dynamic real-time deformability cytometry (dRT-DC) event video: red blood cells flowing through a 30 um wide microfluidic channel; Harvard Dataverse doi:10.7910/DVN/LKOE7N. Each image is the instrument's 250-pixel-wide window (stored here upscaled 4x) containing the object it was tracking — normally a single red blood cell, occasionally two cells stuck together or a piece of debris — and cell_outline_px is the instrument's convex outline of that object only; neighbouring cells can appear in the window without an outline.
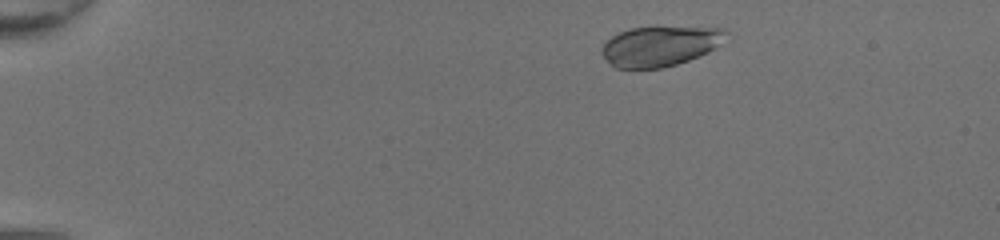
{"species": "common noctule bat (a hibernating species)", "species_latin": "Nyctalus noctula", "temperature_condition": "room temperature", "stored_images_in_passage": 44, "camera_frame_rate_fps": 3000, "um_per_image_px": 0.085, "animal": {"sex": "female", "body_mass_g": 20.0, "forearm_length_mm": 54.0}, "frame": {"image": 1, "passage_image": 4, "time_ms": 1.0, "image_size_px": [1000, 240], "cell_outline_px": [[728, 32], [716, 48], [708, 52], [688, 60], [676, 64], [660, 68], [616, 68], [600, 52], [600, 48], [612, 36], [628, 28], [656, 24], [724, 28]], "centroid_in_image_um": [56.12, 3.85], "position_along_channel_um": 28.9, "area_um2": 29.77}}
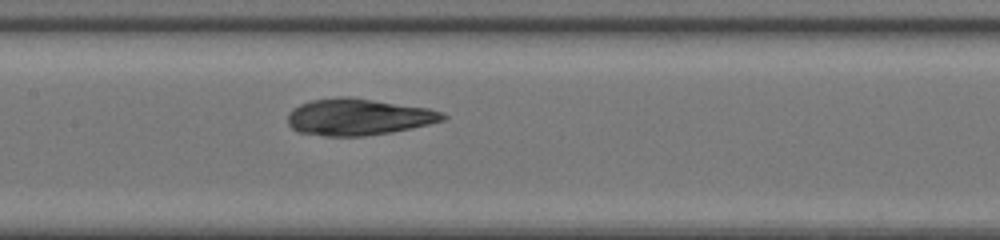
{"frame": {"image": 2, "passage_image": 21, "time_ms": 6.667, "image_size_px": [1000, 240], "cell_outline_px": [[448, 116], [444, 120], [412, 128], [392, 132], [364, 136], [324, 136], [296, 132], [288, 124], [288, 112], [292, 108], [300, 104], [312, 100], [340, 96], [348, 96], [428, 108], [444, 112]], "centroid_in_image_um": [30.44, 9.94], "position_along_channel_um": 177.0, "area_um2": 33.29}}
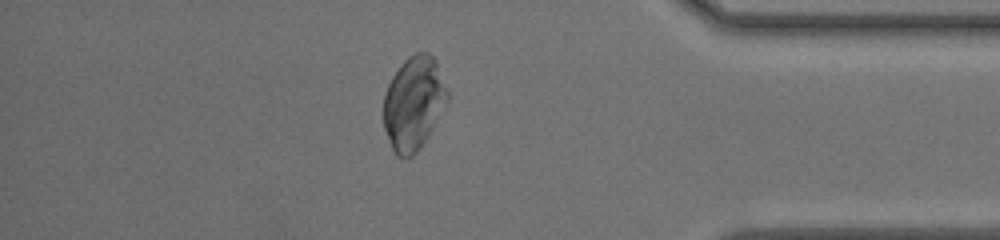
{"frame": {"image": 3, "passage_image": 38, "time_ms": 12.333, "image_size_px": [1000, 240], "cell_outline_px": [[448, 100], [428, 136], [420, 148], [412, 156], [404, 160], [396, 156], [392, 148], [384, 128], [384, 92], [392, 76], [400, 64], [408, 56], [416, 52], [428, 52], [436, 60], [448, 92]], "centroid_in_image_um": [35.15, 8.77], "position_along_channel_um": 400.1, "area_um2": 34.85}}